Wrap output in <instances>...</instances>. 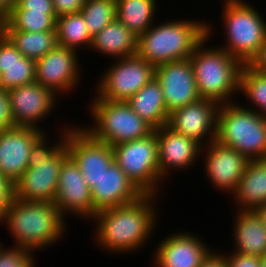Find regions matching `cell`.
<instances>
[{"label": "cell", "instance_id": "1", "mask_svg": "<svg viewBox=\"0 0 266 267\" xmlns=\"http://www.w3.org/2000/svg\"><path fill=\"white\" fill-rule=\"evenodd\" d=\"M157 197L144 194L132 203L98 211L92 220L97 226L93 240L99 248L117 255L141 250L157 226Z\"/></svg>", "mask_w": 266, "mask_h": 267}, {"label": "cell", "instance_id": "2", "mask_svg": "<svg viewBox=\"0 0 266 267\" xmlns=\"http://www.w3.org/2000/svg\"><path fill=\"white\" fill-rule=\"evenodd\" d=\"M66 221L53 202L16 198L0 219L13 235L15 243L12 246L35 252L59 242L66 231Z\"/></svg>", "mask_w": 266, "mask_h": 267}, {"label": "cell", "instance_id": "3", "mask_svg": "<svg viewBox=\"0 0 266 267\" xmlns=\"http://www.w3.org/2000/svg\"><path fill=\"white\" fill-rule=\"evenodd\" d=\"M212 28L208 22L207 36L195 47L189 59L200 97L219 104L231 103L236 93H239L243 64L219 45L215 48L208 46L207 41L214 34Z\"/></svg>", "mask_w": 266, "mask_h": 267}, {"label": "cell", "instance_id": "4", "mask_svg": "<svg viewBox=\"0 0 266 267\" xmlns=\"http://www.w3.org/2000/svg\"><path fill=\"white\" fill-rule=\"evenodd\" d=\"M207 36L204 20H172L155 23L138 36L136 55L155 67L170 61L189 58Z\"/></svg>", "mask_w": 266, "mask_h": 267}, {"label": "cell", "instance_id": "5", "mask_svg": "<svg viewBox=\"0 0 266 267\" xmlns=\"http://www.w3.org/2000/svg\"><path fill=\"white\" fill-rule=\"evenodd\" d=\"M70 124L61 129L60 141L48 145L44 133L32 146L29 167L14 183V198L24 201L53 202L56 198L60 167L69 156L65 144L66 132Z\"/></svg>", "mask_w": 266, "mask_h": 267}, {"label": "cell", "instance_id": "6", "mask_svg": "<svg viewBox=\"0 0 266 267\" xmlns=\"http://www.w3.org/2000/svg\"><path fill=\"white\" fill-rule=\"evenodd\" d=\"M237 102L220 104L216 140L248 160L266 159V117Z\"/></svg>", "mask_w": 266, "mask_h": 267}, {"label": "cell", "instance_id": "7", "mask_svg": "<svg viewBox=\"0 0 266 267\" xmlns=\"http://www.w3.org/2000/svg\"><path fill=\"white\" fill-rule=\"evenodd\" d=\"M221 21L226 39L225 49L243 65L251 64L266 41V22L255 6L246 1L223 4Z\"/></svg>", "mask_w": 266, "mask_h": 267}, {"label": "cell", "instance_id": "8", "mask_svg": "<svg viewBox=\"0 0 266 267\" xmlns=\"http://www.w3.org/2000/svg\"><path fill=\"white\" fill-rule=\"evenodd\" d=\"M88 111L93 125L84 127L96 140L110 146L146 137L155 129L135 113L127 102L109 101L95 95Z\"/></svg>", "mask_w": 266, "mask_h": 267}, {"label": "cell", "instance_id": "9", "mask_svg": "<svg viewBox=\"0 0 266 267\" xmlns=\"http://www.w3.org/2000/svg\"><path fill=\"white\" fill-rule=\"evenodd\" d=\"M114 161L143 193L158 195L162 184L159 172L156 131L146 137L112 146Z\"/></svg>", "mask_w": 266, "mask_h": 267}, {"label": "cell", "instance_id": "10", "mask_svg": "<svg viewBox=\"0 0 266 267\" xmlns=\"http://www.w3.org/2000/svg\"><path fill=\"white\" fill-rule=\"evenodd\" d=\"M111 64L100 75L94 90L97 97L105 100L126 102L155 78V66L137 55L114 59Z\"/></svg>", "mask_w": 266, "mask_h": 267}, {"label": "cell", "instance_id": "11", "mask_svg": "<svg viewBox=\"0 0 266 267\" xmlns=\"http://www.w3.org/2000/svg\"><path fill=\"white\" fill-rule=\"evenodd\" d=\"M65 144L90 189L114 162L112 146L96 140L81 126L72 125L67 129Z\"/></svg>", "mask_w": 266, "mask_h": 267}, {"label": "cell", "instance_id": "12", "mask_svg": "<svg viewBox=\"0 0 266 267\" xmlns=\"http://www.w3.org/2000/svg\"><path fill=\"white\" fill-rule=\"evenodd\" d=\"M78 53L71 48L57 45L44 57L35 61V81L51 89L58 96L72 92L82 78Z\"/></svg>", "mask_w": 266, "mask_h": 267}, {"label": "cell", "instance_id": "13", "mask_svg": "<svg viewBox=\"0 0 266 267\" xmlns=\"http://www.w3.org/2000/svg\"><path fill=\"white\" fill-rule=\"evenodd\" d=\"M219 106L217 101L200 98L169 113L167 126L204 147L216 140Z\"/></svg>", "mask_w": 266, "mask_h": 267}, {"label": "cell", "instance_id": "14", "mask_svg": "<svg viewBox=\"0 0 266 267\" xmlns=\"http://www.w3.org/2000/svg\"><path fill=\"white\" fill-rule=\"evenodd\" d=\"M8 92L16 127H30L46 133L38 123L51 115V111L54 112V108L59 104L56 102L59 96L36 81L12 88Z\"/></svg>", "mask_w": 266, "mask_h": 267}, {"label": "cell", "instance_id": "15", "mask_svg": "<svg viewBox=\"0 0 266 267\" xmlns=\"http://www.w3.org/2000/svg\"><path fill=\"white\" fill-rule=\"evenodd\" d=\"M155 78L161 86L168 113L201 98L189 58L156 66Z\"/></svg>", "mask_w": 266, "mask_h": 267}, {"label": "cell", "instance_id": "16", "mask_svg": "<svg viewBox=\"0 0 266 267\" xmlns=\"http://www.w3.org/2000/svg\"><path fill=\"white\" fill-rule=\"evenodd\" d=\"M55 206L66 218L78 215L81 219L93 218L91 189L84 180L79 167L68 156L60 167Z\"/></svg>", "mask_w": 266, "mask_h": 267}, {"label": "cell", "instance_id": "17", "mask_svg": "<svg viewBox=\"0 0 266 267\" xmlns=\"http://www.w3.org/2000/svg\"><path fill=\"white\" fill-rule=\"evenodd\" d=\"M204 147L201 151L205 156L202 162L205 163L204 171L209 183L211 182L219 191L231 195L244 174L248 159L234 148L222 145L217 140Z\"/></svg>", "mask_w": 266, "mask_h": 267}, {"label": "cell", "instance_id": "18", "mask_svg": "<svg viewBox=\"0 0 266 267\" xmlns=\"http://www.w3.org/2000/svg\"><path fill=\"white\" fill-rule=\"evenodd\" d=\"M43 130L14 127L0 132V174L13 184L29 167V155Z\"/></svg>", "mask_w": 266, "mask_h": 267}, {"label": "cell", "instance_id": "19", "mask_svg": "<svg viewBox=\"0 0 266 267\" xmlns=\"http://www.w3.org/2000/svg\"><path fill=\"white\" fill-rule=\"evenodd\" d=\"M194 233L168 234L155 247V267H200L203 259L212 250L207 243ZM161 242V243H160Z\"/></svg>", "mask_w": 266, "mask_h": 267}, {"label": "cell", "instance_id": "20", "mask_svg": "<svg viewBox=\"0 0 266 267\" xmlns=\"http://www.w3.org/2000/svg\"><path fill=\"white\" fill-rule=\"evenodd\" d=\"M158 143L159 172L163 179L170 171L189 169L200 159L203 146L191 138L174 132L167 125L155 129Z\"/></svg>", "mask_w": 266, "mask_h": 267}, {"label": "cell", "instance_id": "21", "mask_svg": "<svg viewBox=\"0 0 266 267\" xmlns=\"http://www.w3.org/2000/svg\"><path fill=\"white\" fill-rule=\"evenodd\" d=\"M93 217L103 209L132 203L144 195L115 161L91 188Z\"/></svg>", "mask_w": 266, "mask_h": 267}, {"label": "cell", "instance_id": "22", "mask_svg": "<svg viewBox=\"0 0 266 267\" xmlns=\"http://www.w3.org/2000/svg\"><path fill=\"white\" fill-rule=\"evenodd\" d=\"M35 82V61L23 56L0 30V88L10 90Z\"/></svg>", "mask_w": 266, "mask_h": 267}, {"label": "cell", "instance_id": "23", "mask_svg": "<svg viewBox=\"0 0 266 267\" xmlns=\"http://www.w3.org/2000/svg\"><path fill=\"white\" fill-rule=\"evenodd\" d=\"M233 222L235 253L263 257L266 255V227L253 210H238Z\"/></svg>", "mask_w": 266, "mask_h": 267}, {"label": "cell", "instance_id": "24", "mask_svg": "<svg viewBox=\"0 0 266 267\" xmlns=\"http://www.w3.org/2000/svg\"><path fill=\"white\" fill-rule=\"evenodd\" d=\"M239 210H255L266 204V159L248 160L244 174L231 195Z\"/></svg>", "mask_w": 266, "mask_h": 267}, {"label": "cell", "instance_id": "25", "mask_svg": "<svg viewBox=\"0 0 266 267\" xmlns=\"http://www.w3.org/2000/svg\"><path fill=\"white\" fill-rule=\"evenodd\" d=\"M138 36L115 18L98 34L92 37L90 50L114 59L136 55Z\"/></svg>", "mask_w": 266, "mask_h": 267}, {"label": "cell", "instance_id": "26", "mask_svg": "<svg viewBox=\"0 0 266 267\" xmlns=\"http://www.w3.org/2000/svg\"><path fill=\"white\" fill-rule=\"evenodd\" d=\"M131 109L154 129L167 125L169 113L159 82L153 78L126 101Z\"/></svg>", "mask_w": 266, "mask_h": 267}, {"label": "cell", "instance_id": "27", "mask_svg": "<svg viewBox=\"0 0 266 267\" xmlns=\"http://www.w3.org/2000/svg\"><path fill=\"white\" fill-rule=\"evenodd\" d=\"M157 0H116V18L139 36L154 24Z\"/></svg>", "mask_w": 266, "mask_h": 267}, {"label": "cell", "instance_id": "28", "mask_svg": "<svg viewBox=\"0 0 266 267\" xmlns=\"http://www.w3.org/2000/svg\"><path fill=\"white\" fill-rule=\"evenodd\" d=\"M25 57L37 61L44 57L57 44L56 31L27 32L1 30Z\"/></svg>", "mask_w": 266, "mask_h": 267}, {"label": "cell", "instance_id": "29", "mask_svg": "<svg viewBox=\"0 0 266 267\" xmlns=\"http://www.w3.org/2000/svg\"><path fill=\"white\" fill-rule=\"evenodd\" d=\"M55 30L59 46L76 51L79 47L90 49L92 37L81 12L57 17Z\"/></svg>", "mask_w": 266, "mask_h": 267}, {"label": "cell", "instance_id": "30", "mask_svg": "<svg viewBox=\"0 0 266 267\" xmlns=\"http://www.w3.org/2000/svg\"><path fill=\"white\" fill-rule=\"evenodd\" d=\"M254 106H244L266 117V72H261L251 64L243 65L240 73L239 94ZM259 110V111H258Z\"/></svg>", "mask_w": 266, "mask_h": 267}, {"label": "cell", "instance_id": "31", "mask_svg": "<svg viewBox=\"0 0 266 267\" xmlns=\"http://www.w3.org/2000/svg\"><path fill=\"white\" fill-rule=\"evenodd\" d=\"M56 19V14L29 10H11L9 16L0 23V30L56 31Z\"/></svg>", "mask_w": 266, "mask_h": 267}, {"label": "cell", "instance_id": "32", "mask_svg": "<svg viewBox=\"0 0 266 267\" xmlns=\"http://www.w3.org/2000/svg\"><path fill=\"white\" fill-rule=\"evenodd\" d=\"M80 12L93 37L116 18V0H86Z\"/></svg>", "mask_w": 266, "mask_h": 267}, {"label": "cell", "instance_id": "33", "mask_svg": "<svg viewBox=\"0 0 266 267\" xmlns=\"http://www.w3.org/2000/svg\"><path fill=\"white\" fill-rule=\"evenodd\" d=\"M35 251L22 247H0V267H35Z\"/></svg>", "mask_w": 266, "mask_h": 267}, {"label": "cell", "instance_id": "34", "mask_svg": "<svg viewBox=\"0 0 266 267\" xmlns=\"http://www.w3.org/2000/svg\"><path fill=\"white\" fill-rule=\"evenodd\" d=\"M16 127L10 104L9 92L0 88V132Z\"/></svg>", "mask_w": 266, "mask_h": 267}, {"label": "cell", "instance_id": "35", "mask_svg": "<svg viewBox=\"0 0 266 267\" xmlns=\"http://www.w3.org/2000/svg\"><path fill=\"white\" fill-rule=\"evenodd\" d=\"M12 10H29L56 14L53 0H17Z\"/></svg>", "mask_w": 266, "mask_h": 267}, {"label": "cell", "instance_id": "36", "mask_svg": "<svg viewBox=\"0 0 266 267\" xmlns=\"http://www.w3.org/2000/svg\"><path fill=\"white\" fill-rule=\"evenodd\" d=\"M227 253H223L227 267H259L261 262V257L235 253L233 251Z\"/></svg>", "mask_w": 266, "mask_h": 267}, {"label": "cell", "instance_id": "37", "mask_svg": "<svg viewBox=\"0 0 266 267\" xmlns=\"http://www.w3.org/2000/svg\"><path fill=\"white\" fill-rule=\"evenodd\" d=\"M14 198V184L0 174V219Z\"/></svg>", "mask_w": 266, "mask_h": 267}, {"label": "cell", "instance_id": "38", "mask_svg": "<svg viewBox=\"0 0 266 267\" xmlns=\"http://www.w3.org/2000/svg\"><path fill=\"white\" fill-rule=\"evenodd\" d=\"M86 0H53L54 10L57 17L80 12Z\"/></svg>", "mask_w": 266, "mask_h": 267}, {"label": "cell", "instance_id": "39", "mask_svg": "<svg viewBox=\"0 0 266 267\" xmlns=\"http://www.w3.org/2000/svg\"><path fill=\"white\" fill-rule=\"evenodd\" d=\"M200 267H227L225 255L222 254V252L218 253L216 249H212L209 254L203 259Z\"/></svg>", "mask_w": 266, "mask_h": 267}, {"label": "cell", "instance_id": "40", "mask_svg": "<svg viewBox=\"0 0 266 267\" xmlns=\"http://www.w3.org/2000/svg\"><path fill=\"white\" fill-rule=\"evenodd\" d=\"M251 65L261 72H266V41L262 45L260 53L252 61Z\"/></svg>", "mask_w": 266, "mask_h": 267}, {"label": "cell", "instance_id": "41", "mask_svg": "<svg viewBox=\"0 0 266 267\" xmlns=\"http://www.w3.org/2000/svg\"><path fill=\"white\" fill-rule=\"evenodd\" d=\"M17 0H0V23L3 22L11 13Z\"/></svg>", "mask_w": 266, "mask_h": 267}, {"label": "cell", "instance_id": "42", "mask_svg": "<svg viewBox=\"0 0 266 267\" xmlns=\"http://www.w3.org/2000/svg\"><path fill=\"white\" fill-rule=\"evenodd\" d=\"M261 218L262 223L266 227V204L254 210Z\"/></svg>", "mask_w": 266, "mask_h": 267}, {"label": "cell", "instance_id": "43", "mask_svg": "<svg viewBox=\"0 0 266 267\" xmlns=\"http://www.w3.org/2000/svg\"><path fill=\"white\" fill-rule=\"evenodd\" d=\"M259 267H266V255L261 258Z\"/></svg>", "mask_w": 266, "mask_h": 267}, {"label": "cell", "instance_id": "44", "mask_svg": "<svg viewBox=\"0 0 266 267\" xmlns=\"http://www.w3.org/2000/svg\"><path fill=\"white\" fill-rule=\"evenodd\" d=\"M239 1H242V0H224V4H229V3H236V2H239Z\"/></svg>", "mask_w": 266, "mask_h": 267}]
</instances>
